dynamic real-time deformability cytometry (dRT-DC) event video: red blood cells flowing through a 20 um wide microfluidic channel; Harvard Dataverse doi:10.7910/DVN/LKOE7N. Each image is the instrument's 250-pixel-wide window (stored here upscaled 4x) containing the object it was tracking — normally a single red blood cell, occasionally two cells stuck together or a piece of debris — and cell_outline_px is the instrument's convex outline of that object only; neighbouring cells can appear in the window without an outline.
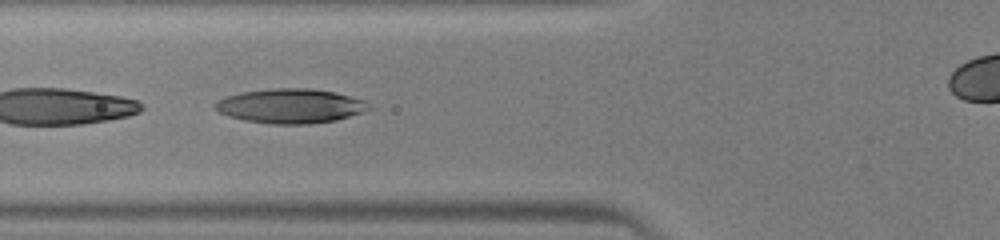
{"species": "human", "species_latin": "Homo sapiens", "temperature_condition": "warm", "stored_images_in_passage": 42, "segment_of_instrument_passage": [2, 2], "camera_frame_rate_fps": 3000, "um_per_image_px": 0.085, "donor": {"sex": "male"}, "frame": {"image": 1, "passage_image": 18, "time_ms": 5.667, "image_size_px": [1000, 240], "cell_outline_px": [[376, 108], [364, 112], [336, 120], [308, 124], [268, 124], [244, 120], [228, 116], [220, 112], [216, 108], [216, 104], [220, 100], [228, 96], [240, 92], [272, 88], [308, 88], [336, 92], [364, 100]], "centroid_in_image_um": [24.77, 9.01], "position_along_channel_um": 101.0, "area_um2": 30.98}}
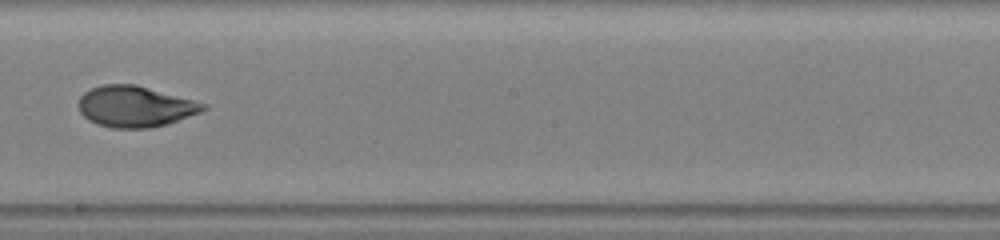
{"frame": {"image": 2, "passage_image": 27, "time_ms": 8.667, "image_size_px": [1000, 240], "cell_outline_px": [[208, 108], [200, 112], [168, 124], [148, 128], [112, 128], [96, 124], [88, 120], [80, 112], [80, 96], [84, 92], [92, 88], [104, 84], [136, 84], [208, 104]], "centroid_in_image_um": [11.5, 9.05], "position_along_channel_um": 236.7, "area_um2": 29.77}}
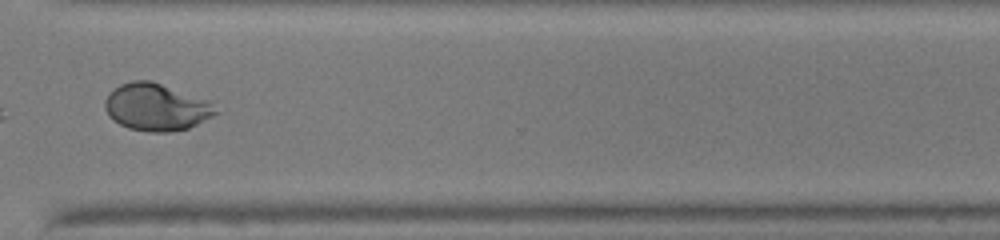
{"frame": {"image": 3, "passage_image": 35, "time_ms": 11.333, "image_size_px": [1000, 240], "cell_outline_px": [[220, 112], [188, 128], [168, 132], [148, 132], [128, 128], [112, 120], [108, 116], [104, 108], [104, 100], [120, 84], [132, 80], [152, 80], [212, 100]], "centroid_in_image_um": [13.32, 9.09], "position_along_channel_um": 357.3, "area_um2": 30.92}}